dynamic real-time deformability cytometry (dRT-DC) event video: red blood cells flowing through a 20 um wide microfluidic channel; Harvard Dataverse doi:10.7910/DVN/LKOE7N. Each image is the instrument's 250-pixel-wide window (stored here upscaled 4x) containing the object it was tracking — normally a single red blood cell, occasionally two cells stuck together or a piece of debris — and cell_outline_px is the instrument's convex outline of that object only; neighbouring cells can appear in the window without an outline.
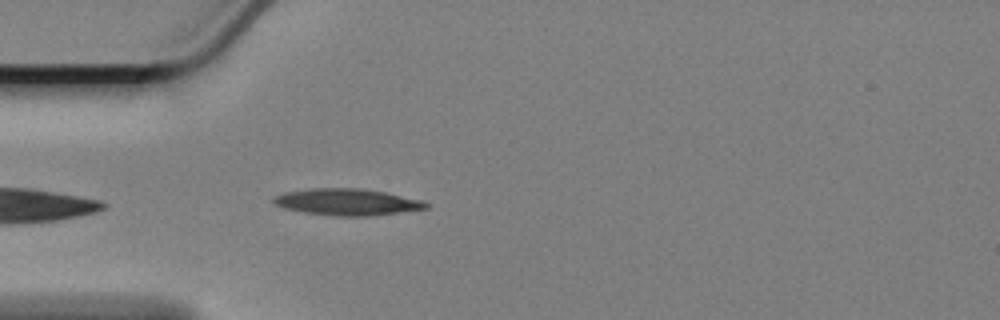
{"species": "Egyptian fruit bat (a non-hibernating species)", "species_latin": "Rousettus aegyptiacus", "temperature_condition": "cold", "stored_images_in_passage": 8, "camera_frame_rate_fps": 3000, "um_per_image_px": 0.085, "animal": {"sex": "female"}, "frame": {"image": 1, "passage_image": 3, "time_ms": 0.667, "image_size_px": [1000, 320], "cell_outline_px": [[428, 208], [368, 216], [340, 216], [304, 212], [284, 208], [276, 204], [272, 200], [272, 196], [284, 192], [308, 188], [360, 188], [384, 192], [424, 200], [428, 204]], "centroid_in_image_um": [29.47, 17.16], "position_along_channel_um": 55.5, "area_um2": 23.52}}